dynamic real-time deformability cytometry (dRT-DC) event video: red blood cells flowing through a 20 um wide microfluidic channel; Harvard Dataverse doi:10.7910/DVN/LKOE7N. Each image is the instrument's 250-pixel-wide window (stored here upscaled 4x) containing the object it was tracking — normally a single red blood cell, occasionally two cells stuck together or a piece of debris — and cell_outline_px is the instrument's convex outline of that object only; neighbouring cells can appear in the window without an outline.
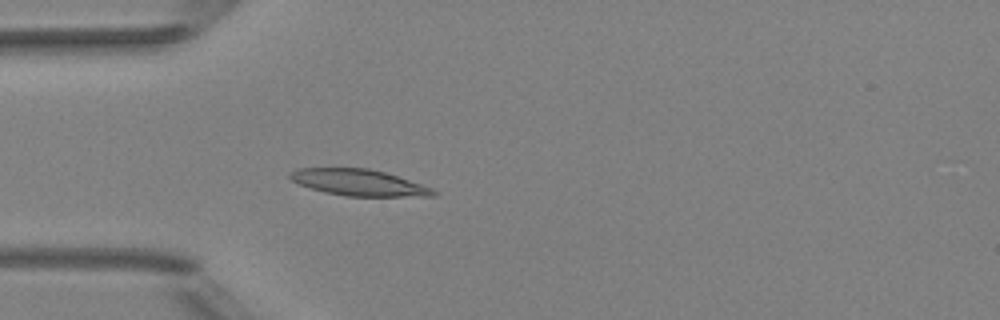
{"species": "Egyptian fruit bat (a non-hibernating species)", "species_latin": "Rousettus aegyptiacus", "temperature_condition": "room temperature", "stored_images_in_passage": 3, "camera_frame_rate_fps": 3000, "um_per_image_px": 0.085, "animal": {"sex": "female"}, "frame": {"image": 1, "passage_image": 3, "time_ms": 2.0, "image_size_px": [1000, 320], "cell_outline_px": [[440, 192], [436, 196], [344, 196], [324, 192], [300, 184], [292, 180], [288, 176], [288, 172], [296, 168], [368, 168], [384, 172], [432, 188]], "centroid_in_image_um": [30.48, 15.52], "position_along_channel_um": 54.5, "area_um2": 21.91}}